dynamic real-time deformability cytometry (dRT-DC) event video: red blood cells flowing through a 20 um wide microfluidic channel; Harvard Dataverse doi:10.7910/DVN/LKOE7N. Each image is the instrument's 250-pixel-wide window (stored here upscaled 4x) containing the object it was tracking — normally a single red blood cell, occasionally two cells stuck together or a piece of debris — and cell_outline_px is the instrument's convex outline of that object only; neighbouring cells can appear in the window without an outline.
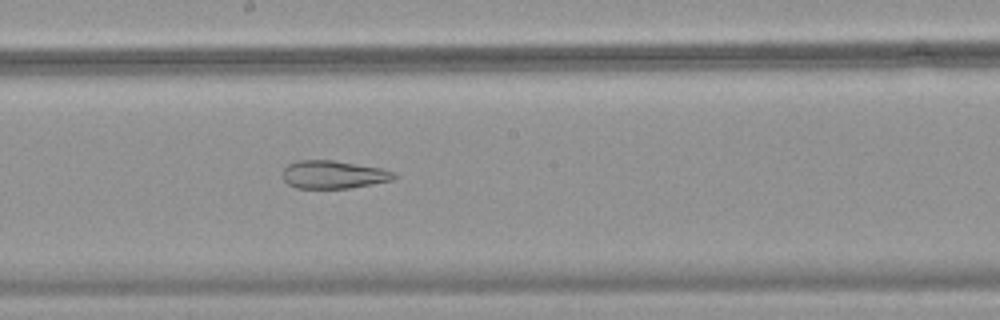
{"species": "common noctule bat (a hibernating species)", "species_latin": "Nyctalus noctula", "temperature_condition": "warm", "stored_images_in_passage": 38, "camera_frame_rate_fps": 3000, "um_per_image_px": 0.085, "animal": {"sex": "female", "body_mass_g": 18.4}, "frame": {"image": 1, "passage_image": 17, "time_ms": 5.333, "image_size_px": [1000, 320], "cell_outline_px": [[396, 176], [392, 180], [372, 184], [348, 188], [296, 188], [288, 184], [284, 180], [284, 168], [288, 164], [296, 160], [332, 160], [380, 168], [396, 172]], "centroid_in_image_um": [28.33, 14.84], "position_along_channel_um": 219.9, "area_um2": 18.03}}